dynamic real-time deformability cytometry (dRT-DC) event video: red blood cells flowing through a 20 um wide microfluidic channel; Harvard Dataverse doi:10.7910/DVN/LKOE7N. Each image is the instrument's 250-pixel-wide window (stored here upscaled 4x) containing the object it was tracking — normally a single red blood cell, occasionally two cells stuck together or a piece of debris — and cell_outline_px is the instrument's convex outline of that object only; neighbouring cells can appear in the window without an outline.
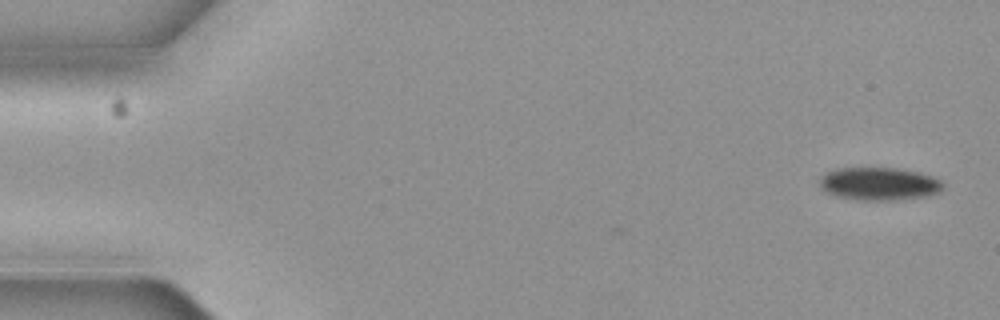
{"species": "common noctule bat (a hibernating species)", "species_latin": "Nyctalus noctula", "temperature_condition": "cold", "stored_images_in_passage": 3, "camera_frame_rate_fps": 3000, "um_per_image_px": 0.085, "animal": {"sex": "female", "body_mass_g": 19.3, "forearm_length_mm": 54.1}, "frame": {"image": 1, "passage_image": 3, "time_ms": 0.667, "image_size_px": [1000, 320], "cell_outline_px": [[944, 188], [940, 192], [928, 196], [896, 200], [856, 200], [836, 196], [824, 192], [820, 188], [820, 176], [824, 172], [836, 168], [900, 168], [920, 172], [932, 176], [940, 180], [944, 184]], "centroid_in_image_um": [74.71, 15.62], "position_along_channel_um": 10.3, "area_um2": 24.16}}